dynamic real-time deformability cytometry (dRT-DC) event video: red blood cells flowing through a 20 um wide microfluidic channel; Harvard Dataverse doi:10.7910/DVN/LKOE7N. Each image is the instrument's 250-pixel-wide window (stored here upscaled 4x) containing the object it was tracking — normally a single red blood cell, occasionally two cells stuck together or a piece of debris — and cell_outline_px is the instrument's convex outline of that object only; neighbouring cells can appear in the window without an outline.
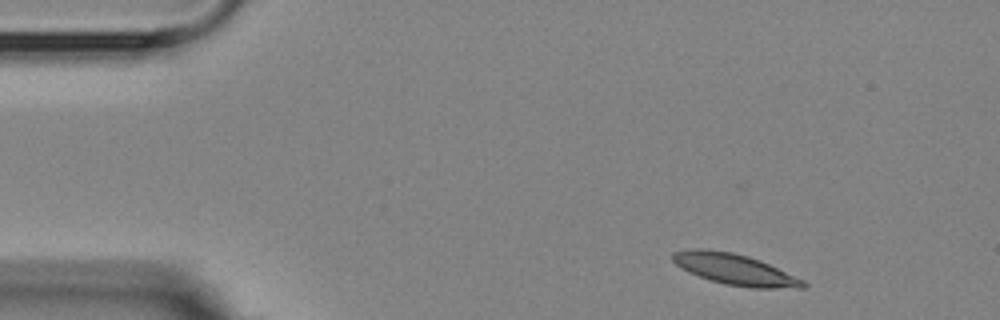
{"species": "Egyptian fruit bat (a non-hibernating species)", "species_latin": "Rousettus aegyptiacus", "temperature_condition": "room temperature", "stored_images_in_passage": 6, "segment_of_instrument_passage": [2, 2], "camera_frame_rate_fps": 3000, "um_per_image_px": 0.085, "animal": {"sex": "female"}, "frame": {"image": 1, "passage_image": 6, "time_ms": 5.667, "image_size_px": [1000, 320], "cell_outline_px": [[808, 284], [804, 288], [752, 288], [724, 284], [688, 272], [680, 268], [672, 260], [672, 252], [692, 248], [700, 248], [732, 252], [748, 256], [760, 260], [804, 280]], "centroid_in_image_um": [62.45, 22.89], "position_along_channel_um": 22.5, "area_um2": 23.52}}